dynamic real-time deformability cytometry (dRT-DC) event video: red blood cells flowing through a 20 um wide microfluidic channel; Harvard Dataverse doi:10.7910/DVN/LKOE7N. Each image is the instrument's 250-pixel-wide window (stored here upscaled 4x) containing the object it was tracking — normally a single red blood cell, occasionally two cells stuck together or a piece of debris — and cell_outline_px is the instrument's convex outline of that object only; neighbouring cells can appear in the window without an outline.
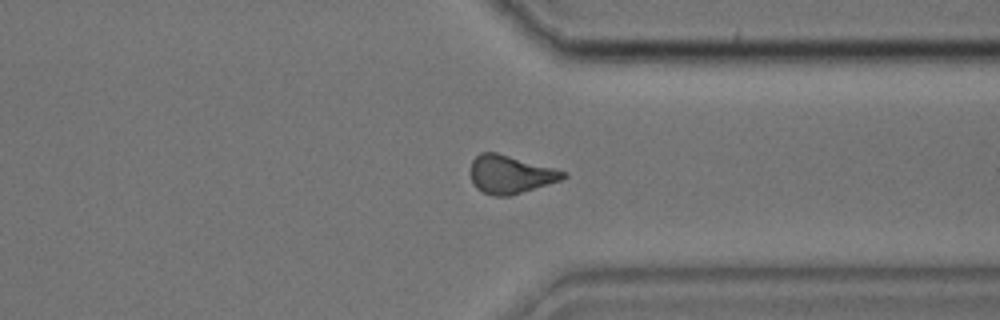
{"species": "common noctule bat (a hibernating species)", "species_latin": "Nyctalus noctula", "temperature_condition": "cold", "stored_images_in_passage": 40, "camera_frame_rate_fps": 3000, "um_per_image_px": 0.085, "animal": {"sex": "male", "body_mass_g": 17.9, "forearm_length_mm": 54.2}, "frame": {"image": 1, "passage_image": 29, "time_ms": 9.333, "image_size_px": [1000, 320], "cell_outline_px": [[568, 176], [560, 180], [508, 196], [496, 196], [484, 192], [476, 188], [472, 180], [472, 160], [480, 152], [496, 152], [568, 172]], "centroid_in_image_um": [43.39, 14.81], "position_along_channel_um": 368.0, "area_um2": 20.17}}
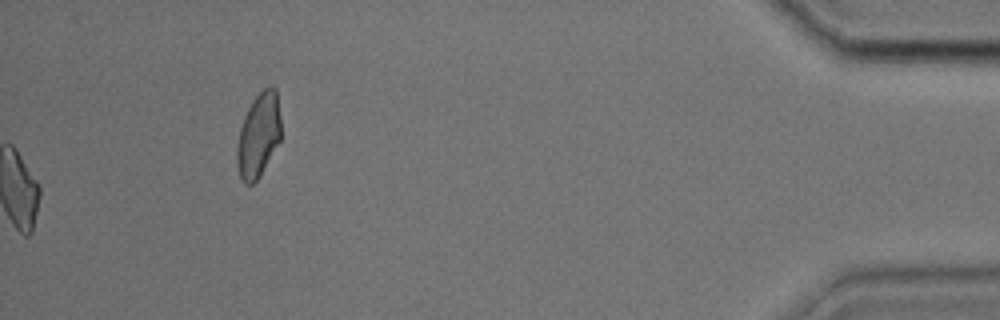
{"frame": {"image": 2, "passage_image": 40, "time_ms": 13.0, "image_size_px": [1000, 320], "cell_outline_px": [[280, 140], [256, 180], [252, 184], [244, 184], [240, 176], [236, 164], [236, 152], [240, 128], [244, 116], [252, 100], [268, 84], [272, 84], [276, 88], [280, 116]], "centroid_in_image_um": [21.96, 11.44], "position_along_channel_um": 413.2, "area_um2": 21.44}}